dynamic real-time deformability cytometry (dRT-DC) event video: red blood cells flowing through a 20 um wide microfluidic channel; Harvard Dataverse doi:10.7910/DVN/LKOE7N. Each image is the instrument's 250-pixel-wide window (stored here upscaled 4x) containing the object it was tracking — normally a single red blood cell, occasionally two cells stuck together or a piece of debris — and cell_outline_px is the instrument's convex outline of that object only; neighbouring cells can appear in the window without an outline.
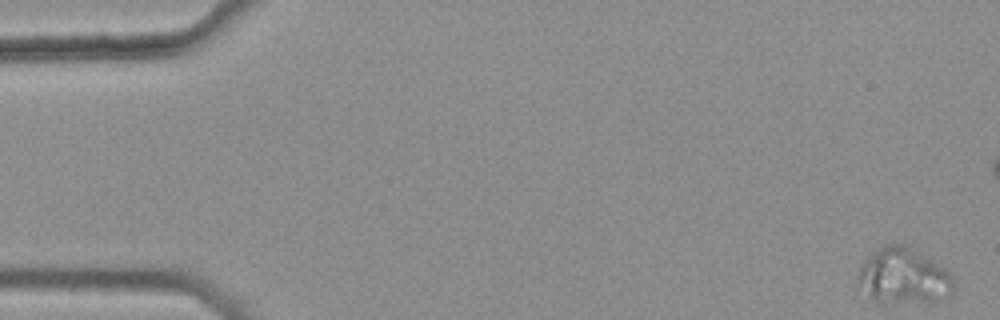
{"species": "common noctule bat (a hibernating species)", "species_latin": "Nyctalus noctula", "temperature_condition": "warm", "stored_images_in_passage": 7, "camera_frame_rate_fps": 3000, "um_per_image_px": 0.085, "animal": {"sex": "female", "body_mass_g": 25.1}, "frame": {"image": 1, "passage_image": 1, "time_ms": 0.0, "image_size_px": [1000, 320], "cell_outline_px": [[952, 292], [936, 300], [880, 304], [872, 300], [856, 288], [856, 280], [860, 268], [864, 260], [872, 252], [884, 244], [904, 244], [944, 268], [952, 276]], "centroid_in_image_um": [76.67, 23.49], "position_along_channel_um": 8.3, "area_um2": 31.04}}